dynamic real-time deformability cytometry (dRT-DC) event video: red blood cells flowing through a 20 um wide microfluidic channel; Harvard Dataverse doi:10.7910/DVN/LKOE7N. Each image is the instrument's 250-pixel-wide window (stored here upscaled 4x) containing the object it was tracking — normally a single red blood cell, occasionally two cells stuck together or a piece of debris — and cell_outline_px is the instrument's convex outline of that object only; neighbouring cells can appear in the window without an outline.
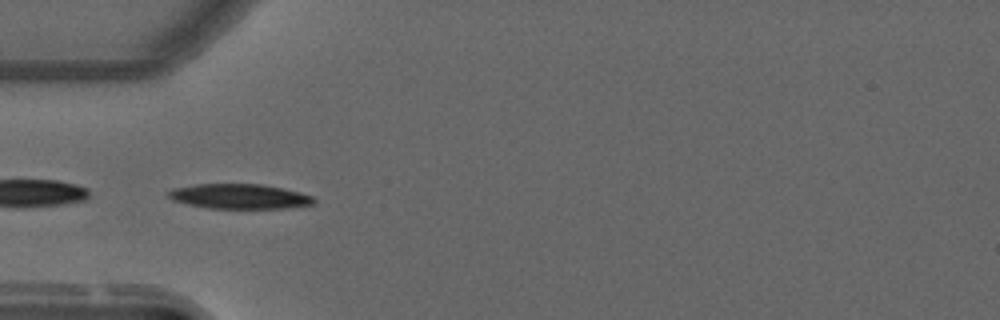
{"species": "common noctule bat (a hibernating species)", "species_latin": "Nyctalus noctula", "temperature_condition": "warm", "stored_images_in_passage": 38, "segment_of_instrument_passage": [2, 2], "camera_frame_rate_fps": 3000, "um_per_image_px": 0.085, "animal": {"sex": "male", "forearm_length_mm": 52.5}, "frame": {"image": 1, "passage_image": 13, "time_ms": 4.0, "image_size_px": [1000, 320], "cell_outline_px": [[316, 204], [288, 208], [208, 208], [188, 204], [172, 200], [164, 192], [172, 188], [196, 184], [264, 184], [300, 192], [312, 196], [316, 200]], "centroid_in_image_um": [20.35, 16.69], "position_along_channel_um": 64.7, "area_um2": 21.27}}
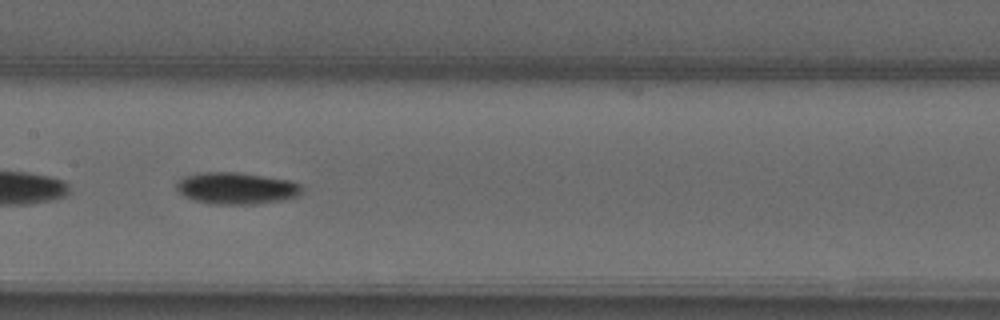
{"frame": {"image": 2, "passage_image": 23, "time_ms": 7.333, "image_size_px": [1000, 320], "cell_outline_px": [[304, 192], [300, 196], [284, 200], [256, 204], [212, 204], [192, 200], [184, 196], [176, 188], [176, 180], [184, 176], [200, 172], [232, 172], [292, 180], [304, 184]], "centroid_in_image_um": [20.15, 16.0], "position_along_channel_um": 187.3, "area_um2": 23.7}}
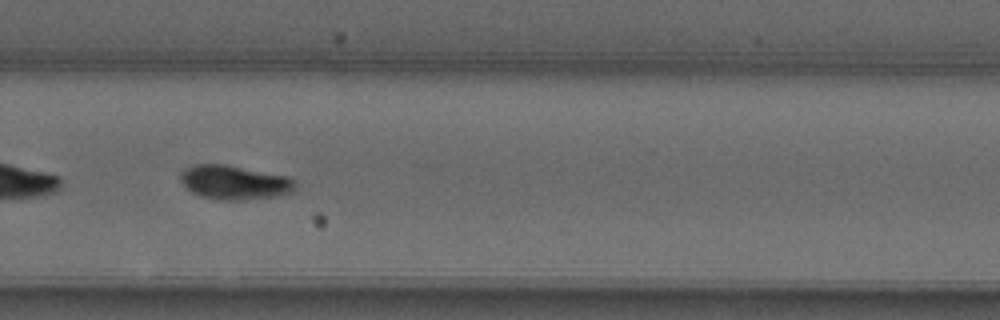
{"frame": {"image": 3, "passage_image": 33, "time_ms": 10.667, "image_size_px": [1000, 320], "cell_outline_px": [[296, 188], [292, 192], [280, 196], [224, 200], [216, 200], [200, 196], [192, 192], [180, 180], [180, 172], [184, 168], [196, 164], [224, 164], [288, 176], [296, 184]], "centroid_in_image_um": [19.91, 15.49], "position_along_channel_um": 309.9, "area_um2": 22.72}}